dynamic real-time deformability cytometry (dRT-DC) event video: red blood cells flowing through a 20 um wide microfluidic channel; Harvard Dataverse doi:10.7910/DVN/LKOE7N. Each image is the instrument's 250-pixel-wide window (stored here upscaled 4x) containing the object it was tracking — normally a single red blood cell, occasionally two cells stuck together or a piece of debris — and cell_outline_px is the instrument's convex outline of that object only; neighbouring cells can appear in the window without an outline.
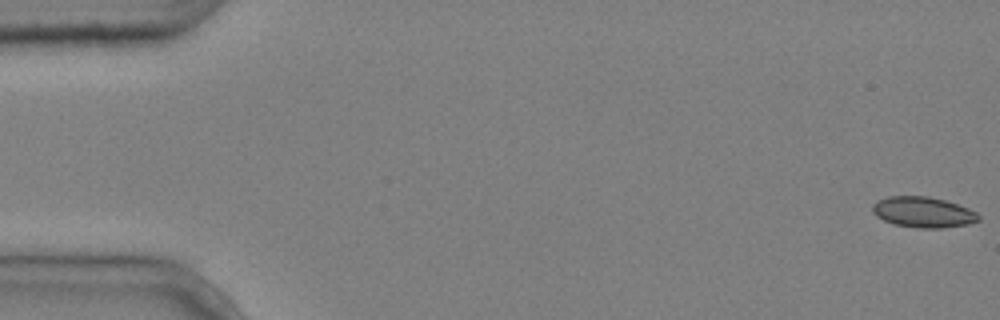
{"species": "common noctule bat (a hibernating species)", "species_latin": "Nyctalus noctula", "temperature_condition": "cold", "stored_images_in_passage": 5, "camera_frame_rate_fps": 3000, "um_per_image_px": 0.085, "animal": {"sex": "male", "body_mass_g": 20.4}, "frame": {"image": 1, "passage_image": 1, "time_ms": 0.0, "image_size_px": [1000, 320], "cell_outline_px": [[980, 220], [968, 224], [940, 228], [920, 228], [892, 224], [876, 216], [872, 212], [872, 204], [876, 200], [888, 196], [928, 196], [944, 200], [968, 208], [976, 212], [980, 216]], "centroid_in_image_um": [78.43, 18.03], "position_along_channel_um": 6.6, "area_um2": 19.02}}
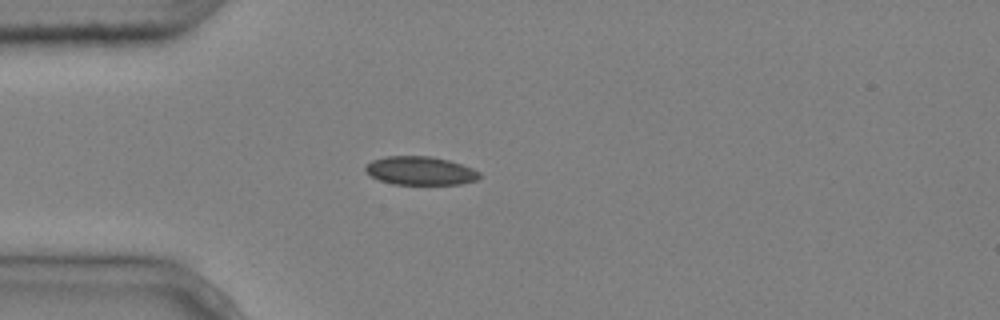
{"frame": {"image": 2, "passage_image": 4, "time_ms": 1.0, "image_size_px": [1000, 320], "cell_outline_px": [[480, 176], [476, 180], [460, 184], [392, 184], [380, 180], [372, 176], [364, 168], [372, 160], [384, 156], [432, 156], [448, 160], [472, 168], [480, 172]], "centroid_in_image_um": [35.73, 14.51], "position_along_channel_um": 49.3, "area_um2": 18.79}}